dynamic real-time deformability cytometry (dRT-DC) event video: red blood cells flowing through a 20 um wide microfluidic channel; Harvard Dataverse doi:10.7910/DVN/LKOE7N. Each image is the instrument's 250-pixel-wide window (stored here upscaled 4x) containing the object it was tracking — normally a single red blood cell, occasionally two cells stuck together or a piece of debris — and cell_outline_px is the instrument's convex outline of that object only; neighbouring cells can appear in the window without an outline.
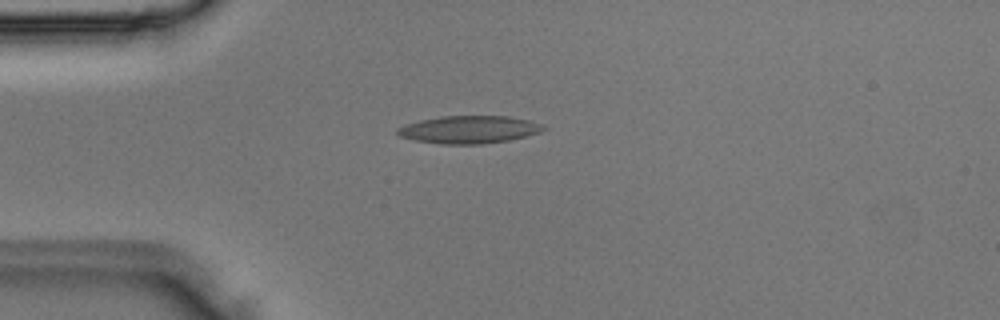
{"species": "Egyptian fruit bat (a non-hibernating species)", "species_latin": "Rousettus aegyptiacus", "temperature_condition": "room temperature", "stored_images_in_passage": 2, "camera_frame_rate_fps": 3000, "um_per_image_px": 0.085, "animal": {"sex": "male"}, "frame": {"image": 1, "passage_image": 2, "time_ms": 0.333, "image_size_px": [1000, 320], "cell_outline_px": [[548, 128], [540, 132], [508, 140], [480, 144], [440, 144], [412, 140], [400, 136], [396, 132], [396, 128], [404, 124], [420, 120], [440, 116], [508, 116], [528, 120], [540, 124]], "centroid_in_image_um": [39.81, 11.01], "position_along_channel_um": 45.2, "area_um2": 23.52}}